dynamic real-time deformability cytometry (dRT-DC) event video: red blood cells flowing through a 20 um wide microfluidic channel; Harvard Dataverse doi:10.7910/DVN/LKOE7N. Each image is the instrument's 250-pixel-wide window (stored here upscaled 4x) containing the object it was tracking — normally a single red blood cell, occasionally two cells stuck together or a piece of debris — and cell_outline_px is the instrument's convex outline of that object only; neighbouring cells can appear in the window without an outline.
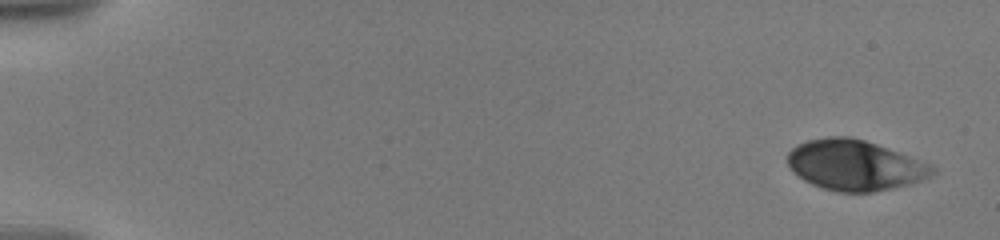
{"species": "human", "species_latin": "Homo sapiens", "temperature_condition": "warm", "stored_images_in_passage": 33, "camera_frame_rate_fps": 3000, "um_per_image_px": 0.085, "donor": {"sex": "male"}, "frame": {"image": 1, "passage_image": 1, "time_ms": 0.0, "image_size_px": [1000, 240], "cell_outline_px": [[936, 168], [928, 176], [908, 184], [872, 192], [836, 192], [812, 184], [804, 180], [788, 164], [788, 152], [792, 148], [808, 140], [828, 136], [848, 136], [864, 140], [876, 144], [908, 156], [928, 164]], "centroid_in_image_um": [72.61, 14.03], "position_along_channel_um": 12.4, "area_um2": 41.56}}